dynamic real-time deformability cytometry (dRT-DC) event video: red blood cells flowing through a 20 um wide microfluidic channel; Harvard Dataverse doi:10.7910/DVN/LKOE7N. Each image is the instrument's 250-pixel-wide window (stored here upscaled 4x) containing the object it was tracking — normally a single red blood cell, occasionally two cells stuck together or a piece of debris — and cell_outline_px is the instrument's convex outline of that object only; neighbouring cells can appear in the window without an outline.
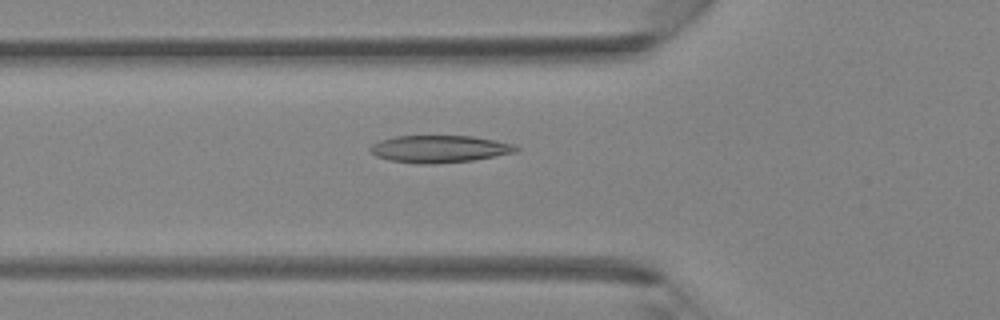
{"species": "Egyptian fruit bat (a non-hibernating species)", "species_latin": "Rousettus aegyptiacus", "temperature_condition": "room temperature", "stored_images_in_passage": 42, "camera_frame_rate_fps": 3000, "um_per_image_px": 0.085, "animal": {"sex": "female"}, "frame": {"image": 1, "passage_image": 15, "time_ms": 4.667, "image_size_px": [1000, 320], "cell_outline_px": [[520, 148], [516, 152], [496, 156], [472, 160], [432, 164], [420, 164], [388, 160], [376, 156], [368, 148], [372, 144], [380, 140], [396, 136], [472, 136], [512, 144]], "centroid_in_image_um": [37.32, 12.66], "position_along_channel_um": 88.5, "area_um2": 23.0}}
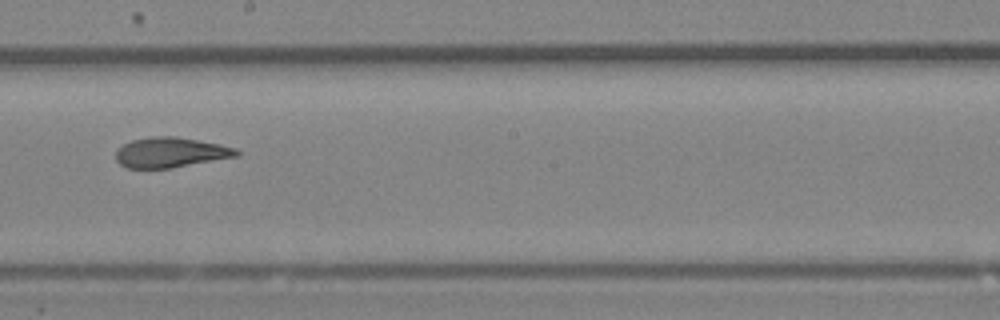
{"frame": {"image": 2, "passage_image": 24, "time_ms": 7.667, "image_size_px": [1000, 320], "cell_outline_px": [[240, 156], [172, 168], [124, 168], [116, 160], [116, 152], [124, 144], [132, 140], [152, 136], [176, 136], [220, 144], [236, 148], [240, 152]], "centroid_in_image_um": [14.53, 12.96], "position_along_channel_um": 233.7, "area_um2": 21.33}}
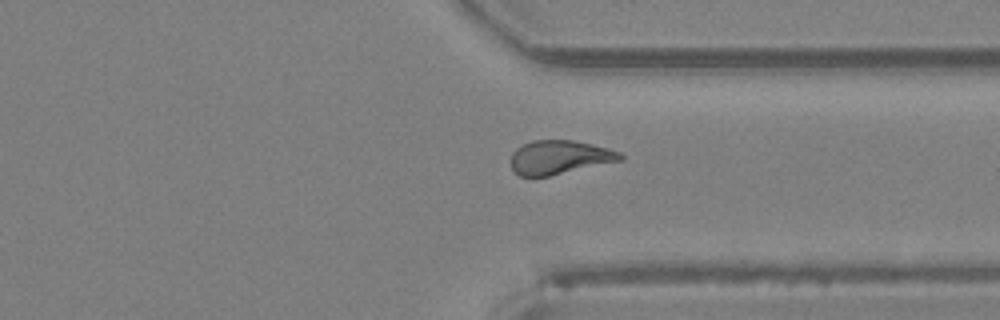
{"frame": {"image": 3, "passage_image": 32, "time_ms": 10.333, "image_size_px": [1000, 320], "cell_outline_px": [[624, 160], [548, 176], [520, 176], [512, 168], [508, 160], [512, 152], [516, 148], [532, 140], [572, 140], [592, 144], [608, 148], [620, 152], [624, 156]], "centroid_in_image_um": [47.54, 13.36], "position_along_channel_um": 363.9, "area_um2": 21.73}}